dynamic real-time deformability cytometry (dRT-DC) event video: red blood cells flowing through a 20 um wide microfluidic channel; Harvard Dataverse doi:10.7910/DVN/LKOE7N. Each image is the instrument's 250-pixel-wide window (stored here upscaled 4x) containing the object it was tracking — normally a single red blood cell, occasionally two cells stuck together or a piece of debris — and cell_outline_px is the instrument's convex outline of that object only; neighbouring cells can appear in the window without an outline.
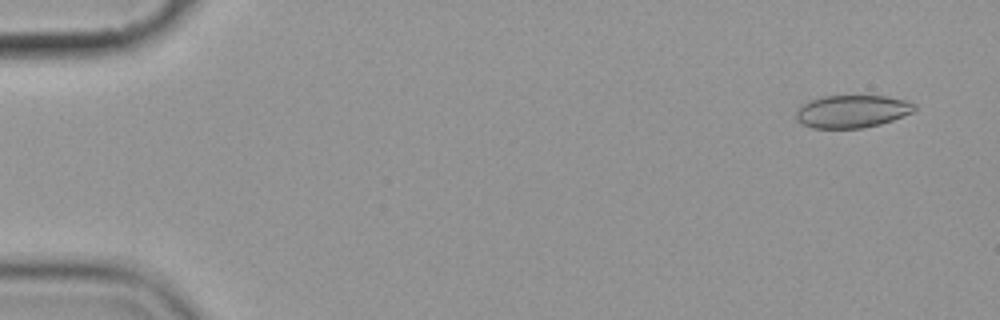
{"species": "common noctule bat (a hibernating species)", "species_latin": "Nyctalus noctula", "temperature_condition": "cold", "stored_images_in_passage": 5, "camera_frame_rate_fps": 3000, "um_per_image_px": 0.085, "animal": {"sex": "female", "body_mass_g": 19.9}, "frame": {"image": 1, "passage_image": 1, "time_ms": 0.0, "image_size_px": [1000, 320], "cell_outline_px": [[916, 108], [912, 112], [892, 120], [880, 124], [864, 128], [812, 128], [796, 120], [796, 112], [808, 100], [824, 96], [888, 96], [904, 100], [916, 104]], "centroid_in_image_um": [72.43, 9.47], "position_along_channel_um": 12.6, "area_um2": 22.43}}